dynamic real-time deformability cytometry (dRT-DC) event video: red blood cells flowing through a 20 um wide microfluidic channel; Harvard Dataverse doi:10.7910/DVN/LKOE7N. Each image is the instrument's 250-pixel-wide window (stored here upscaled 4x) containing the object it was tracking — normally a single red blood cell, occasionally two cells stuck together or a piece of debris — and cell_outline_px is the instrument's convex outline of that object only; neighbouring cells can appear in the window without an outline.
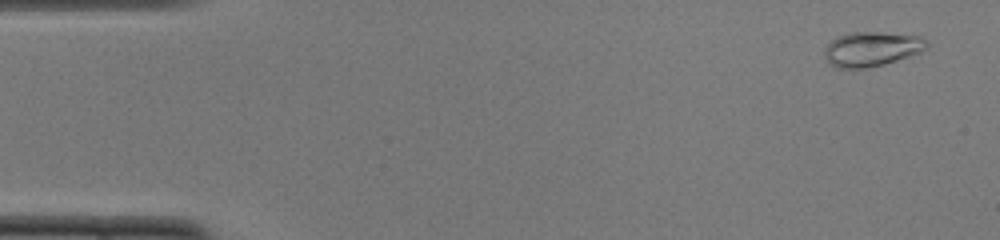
{"species": "common noctule bat (a hibernating species)", "species_latin": "Nyctalus noctula", "temperature_condition": "cold", "stored_images_in_passage": 14, "camera_frame_rate_fps": 3000, "um_per_image_px": 0.085, "animal": {"sex": "female", "body_mass_g": 22.0, "forearm_length_mm": 56.7}, "frame": {"image": 1, "passage_image": 3, "time_ms": 0.667, "image_size_px": [1000, 240], "cell_outline_px": [[928, 48], [920, 52], [884, 64], [864, 68], [836, 68], [824, 56], [824, 48], [836, 36], [848, 32], [880, 32], [916, 36], [924, 40], [928, 44]], "centroid_in_image_um": [74.04, 4.16], "position_along_channel_um": 11.0, "area_um2": 20.4}}